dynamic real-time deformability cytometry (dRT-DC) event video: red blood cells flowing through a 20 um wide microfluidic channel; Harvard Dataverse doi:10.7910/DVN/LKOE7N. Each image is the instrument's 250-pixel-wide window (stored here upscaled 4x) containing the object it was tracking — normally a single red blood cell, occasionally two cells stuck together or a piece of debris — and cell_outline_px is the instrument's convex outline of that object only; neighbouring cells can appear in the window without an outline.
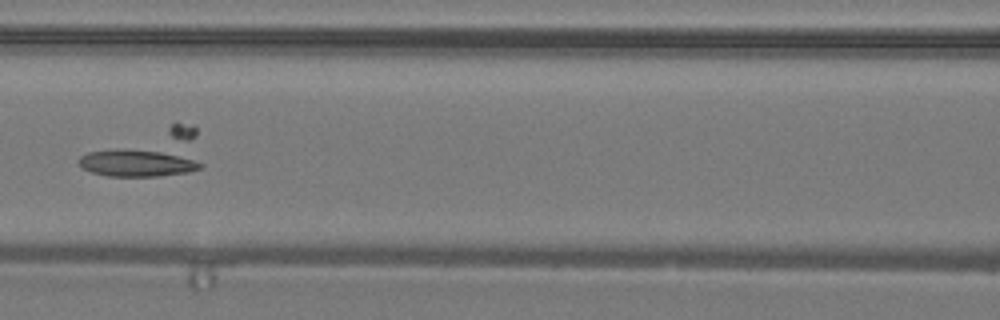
{"species": "common noctule bat (a hibernating species)", "species_latin": "Nyctalus noctula", "temperature_condition": "warm", "stored_images_in_passage": 37, "camera_frame_rate_fps": 3000, "um_per_image_px": 0.085, "animal": {"sex": "male", "body_mass_g": 19.2, "forearm_length_mm": 51.8}, "frame": {"image": 1, "passage_image": 15, "time_ms": 4.667, "image_size_px": [1000, 320], "cell_outline_px": [[204, 168], [188, 172], [160, 176], [108, 176], [92, 172], [84, 168], [76, 160], [80, 156], [88, 152], [112, 148], [124, 148], [160, 152], [184, 156], [204, 164]], "centroid_in_image_um": [11.61, 13.85], "position_along_channel_um": 155.0, "area_um2": 19.25}}
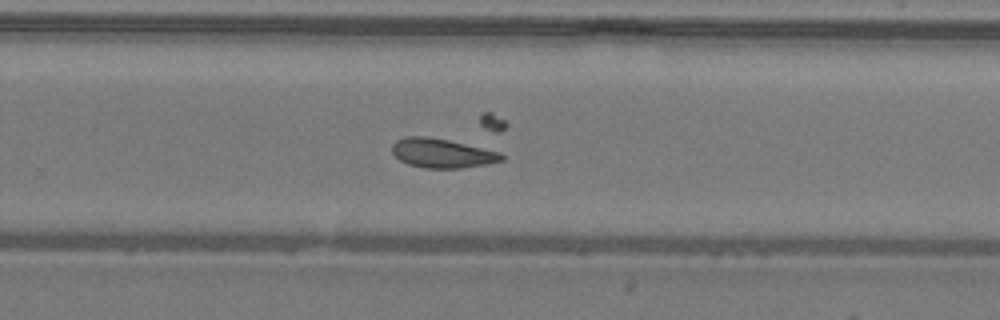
{"frame": {"image": 2, "passage_image": 23, "time_ms": 7.333, "image_size_px": [1000, 320], "cell_outline_px": [[504, 160], [484, 164], [460, 168], [424, 168], [408, 164], [400, 160], [392, 152], [392, 144], [396, 140], [404, 136], [428, 136], [448, 140], [500, 152], [504, 156]], "centroid_in_image_um": [37.53, 13.01], "position_along_channel_um": 292.3, "area_um2": 18.55}}
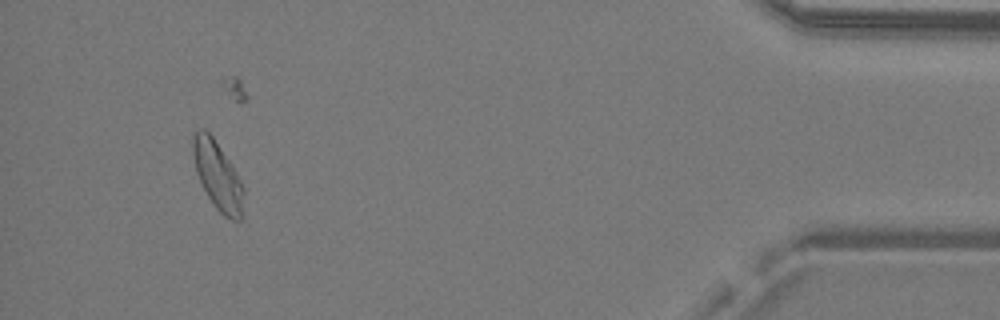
{"frame": {"image": 3, "passage_image": 34, "time_ms": 11.0, "image_size_px": [1000, 320], "cell_outline_px": [[244, 216], [240, 220], [232, 220], [224, 216], [216, 208], [208, 196], [196, 172], [192, 152], [192, 136], [200, 128], [204, 128], [212, 136], [232, 164], [244, 188]], "centroid_in_image_um": [18.52, 14.95], "position_along_channel_um": 416.7, "area_um2": 20.29}}